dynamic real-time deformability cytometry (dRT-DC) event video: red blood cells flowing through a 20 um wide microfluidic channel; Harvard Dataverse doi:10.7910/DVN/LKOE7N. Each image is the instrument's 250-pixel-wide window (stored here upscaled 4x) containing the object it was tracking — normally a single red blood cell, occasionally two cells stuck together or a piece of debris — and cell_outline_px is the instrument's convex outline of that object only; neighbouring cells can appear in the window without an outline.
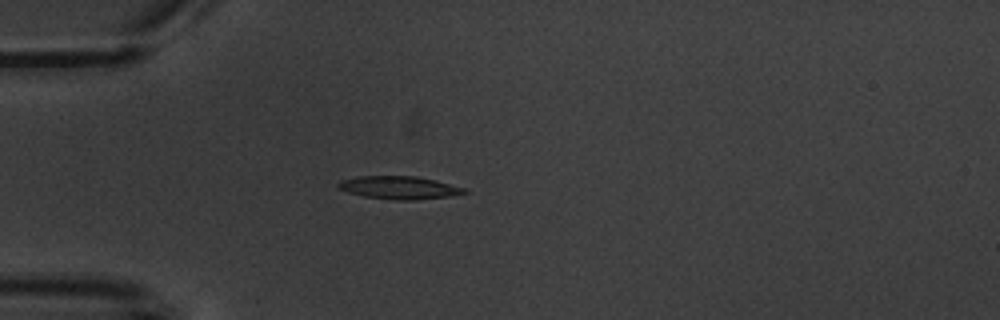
{"species": "common noctule bat (a hibernating species)", "species_latin": "Nyctalus noctula", "temperature_condition": "warm", "stored_images_in_passage": 5, "camera_frame_rate_fps": 3000, "um_per_image_px": 0.085, "animal": {"sex": "male", "body_mass_g": 20.1, "forearm_length_mm": 53.5}, "frame": {"image": 1, "passage_image": 4, "time_ms": 3.333, "image_size_px": [1000, 320], "cell_outline_px": [[468, 192], [452, 196], [416, 200], [396, 200], [364, 196], [348, 192], [336, 188], [336, 184], [340, 180], [360, 176], [416, 176], [436, 180], [464, 188]], "centroid_in_image_um": [33.91, 15.95], "position_along_channel_um": 51.1, "area_um2": 16.88}}